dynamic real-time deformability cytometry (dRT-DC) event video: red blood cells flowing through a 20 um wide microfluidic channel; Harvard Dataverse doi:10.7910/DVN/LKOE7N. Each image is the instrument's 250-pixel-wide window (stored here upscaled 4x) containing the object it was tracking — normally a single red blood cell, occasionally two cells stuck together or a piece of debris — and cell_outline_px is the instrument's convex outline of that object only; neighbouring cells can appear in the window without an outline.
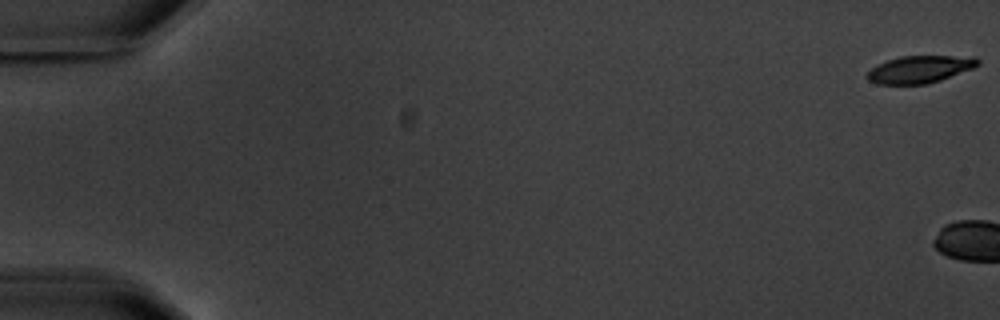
{"species": "common noctule bat (a hibernating species)", "species_latin": "Nyctalus noctula", "temperature_condition": "warm", "stored_images_in_passage": 6, "camera_frame_rate_fps": 3000, "um_per_image_px": 0.085, "animal": {"sex": "male", "body_mass_g": 20.1, "forearm_length_mm": 53.5}, "frame": {"image": 1, "passage_image": 1, "time_ms": 0.0, "image_size_px": [1000, 320], "cell_outline_px": [[980, 64], [972, 68], [940, 80], [928, 84], [876, 84], [868, 80], [864, 76], [876, 64], [900, 56], [976, 56], [980, 60]], "centroid_in_image_um": [78.17, 5.88], "position_along_channel_um": 6.8, "area_um2": 17.69}}